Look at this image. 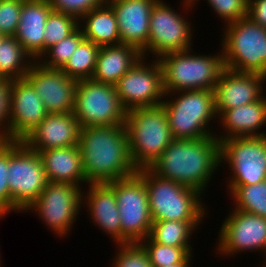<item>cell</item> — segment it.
I'll return each mask as SVG.
<instances>
[{
    "instance_id": "1",
    "label": "cell",
    "mask_w": 266,
    "mask_h": 267,
    "mask_svg": "<svg viewBox=\"0 0 266 267\" xmlns=\"http://www.w3.org/2000/svg\"><path fill=\"white\" fill-rule=\"evenodd\" d=\"M78 147L89 184L108 183L137 173L124 124L81 128Z\"/></svg>"
},
{
    "instance_id": "2",
    "label": "cell",
    "mask_w": 266,
    "mask_h": 267,
    "mask_svg": "<svg viewBox=\"0 0 266 267\" xmlns=\"http://www.w3.org/2000/svg\"><path fill=\"white\" fill-rule=\"evenodd\" d=\"M220 141L216 136L200 139H174L150 170L161 178L194 188L207 189L221 166Z\"/></svg>"
},
{
    "instance_id": "3",
    "label": "cell",
    "mask_w": 266,
    "mask_h": 267,
    "mask_svg": "<svg viewBox=\"0 0 266 267\" xmlns=\"http://www.w3.org/2000/svg\"><path fill=\"white\" fill-rule=\"evenodd\" d=\"M124 126L137 171L150 169L174 140L162 105L127 111Z\"/></svg>"
},
{
    "instance_id": "4",
    "label": "cell",
    "mask_w": 266,
    "mask_h": 267,
    "mask_svg": "<svg viewBox=\"0 0 266 267\" xmlns=\"http://www.w3.org/2000/svg\"><path fill=\"white\" fill-rule=\"evenodd\" d=\"M137 173L147 189L152 221H204L207 208L198 190L161 178L150 169Z\"/></svg>"
},
{
    "instance_id": "5",
    "label": "cell",
    "mask_w": 266,
    "mask_h": 267,
    "mask_svg": "<svg viewBox=\"0 0 266 267\" xmlns=\"http://www.w3.org/2000/svg\"><path fill=\"white\" fill-rule=\"evenodd\" d=\"M161 105L166 110L173 139H200L215 136L216 132L213 133L209 125L214 118L218 117L214 90L165 93V100Z\"/></svg>"
},
{
    "instance_id": "6",
    "label": "cell",
    "mask_w": 266,
    "mask_h": 267,
    "mask_svg": "<svg viewBox=\"0 0 266 267\" xmlns=\"http://www.w3.org/2000/svg\"><path fill=\"white\" fill-rule=\"evenodd\" d=\"M191 50L167 53L158 59L165 93L215 90L224 69L222 51L216 55H196Z\"/></svg>"
},
{
    "instance_id": "7",
    "label": "cell",
    "mask_w": 266,
    "mask_h": 267,
    "mask_svg": "<svg viewBox=\"0 0 266 267\" xmlns=\"http://www.w3.org/2000/svg\"><path fill=\"white\" fill-rule=\"evenodd\" d=\"M224 27L219 49L224 68L266 76V27L247 16Z\"/></svg>"
},
{
    "instance_id": "8",
    "label": "cell",
    "mask_w": 266,
    "mask_h": 267,
    "mask_svg": "<svg viewBox=\"0 0 266 267\" xmlns=\"http://www.w3.org/2000/svg\"><path fill=\"white\" fill-rule=\"evenodd\" d=\"M8 174L11 212L26 211L48 183L39 152L23 141H9Z\"/></svg>"
},
{
    "instance_id": "9",
    "label": "cell",
    "mask_w": 266,
    "mask_h": 267,
    "mask_svg": "<svg viewBox=\"0 0 266 267\" xmlns=\"http://www.w3.org/2000/svg\"><path fill=\"white\" fill-rule=\"evenodd\" d=\"M107 184L113 189L119 207L121 244L140 243L149 236L153 224L142 177L135 173Z\"/></svg>"
},
{
    "instance_id": "10",
    "label": "cell",
    "mask_w": 266,
    "mask_h": 267,
    "mask_svg": "<svg viewBox=\"0 0 266 267\" xmlns=\"http://www.w3.org/2000/svg\"><path fill=\"white\" fill-rule=\"evenodd\" d=\"M73 115L81 128L120 125L125 123L127 110L114 85L90 78L77 81Z\"/></svg>"
},
{
    "instance_id": "11",
    "label": "cell",
    "mask_w": 266,
    "mask_h": 267,
    "mask_svg": "<svg viewBox=\"0 0 266 267\" xmlns=\"http://www.w3.org/2000/svg\"><path fill=\"white\" fill-rule=\"evenodd\" d=\"M221 165L231 169L227 189L231 194L238 186L253 185L266 180V135L234 137L220 141Z\"/></svg>"
},
{
    "instance_id": "12",
    "label": "cell",
    "mask_w": 266,
    "mask_h": 267,
    "mask_svg": "<svg viewBox=\"0 0 266 267\" xmlns=\"http://www.w3.org/2000/svg\"><path fill=\"white\" fill-rule=\"evenodd\" d=\"M69 183L48 181L40 196L26 209L35 211L54 234L66 236L82 207V189Z\"/></svg>"
},
{
    "instance_id": "13",
    "label": "cell",
    "mask_w": 266,
    "mask_h": 267,
    "mask_svg": "<svg viewBox=\"0 0 266 267\" xmlns=\"http://www.w3.org/2000/svg\"><path fill=\"white\" fill-rule=\"evenodd\" d=\"M163 1L158 0L150 13L148 48L142 53L145 58L150 53L159 59L167 53L192 49V23Z\"/></svg>"
},
{
    "instance_id": "14",
    "label": "cell",
    "mask_w": 266,
    "mask_h": 267,
    "mask_svg": "<svg viewBox=\"0 0 266 267\" xmlns=\"http://www.w3.org/2000/svg\"><path fill=\"white\" fill-rule=\"evenodd\" d=\"M142 56L116 83L115 88L123 107H156L165 98L162 67L158 59L146 63Z\"/></svg>"
},
{
    "instance_id": "15",
    "label": "cell",
    "mask_w": 266,
    "mask_h": 267,
    "mask_svg": "<svg viewBox=\"0 0 266 267\" xmlns=\"http://www.w3.org/2000/svg\"><path fill=\"white\" fill-rule=\"evenodd\" d=\"M219 231L218 242H216L218 255L229 257L243 251L258 250L261 253L264 251V261L266 260L265 217L232 209Z\"/></svg>"
},
{
    "instance_id": "16",
    "label": "cell",
    "mask_w": 266,
    "mask_h": 267,
    "mask_svg": "<svg viewBox=\"0 0 266 267\" xmlns=\"http://www.w3.org/2000/svg\"><path fill=\"white\" fill-rule=\"evenodd\" d=\"M48 114L43 101L26 78L12 81L9 141H23Z\"/></svg>"
},
{
    "instance_id": "17",
    "label": "cell",
    "mask_w": 266,
    "mask_h": 267,
    "mask_svg": "<svg viewBox=\"0 0 266 267\" xmlns=\"http://www.w3.org/2000/svg\"><path fill=\"white\" fill-rule=\"evenodd\" d=\"M25 78L35 88L48 113L73 112L77 81L61 69H48L35 61Z\"/></svg>"
},
{
    "instance_id": "18",
    "label": "cell",
    "mask_w": 266,
    "mask_h": 267,
    "mask_svg": "<svg viewBox=\"0 0 266 267\" xmlns=\"http://www.w3.org/2000/svg\"><path fill=\"white\" fill-rule=\"evenodd\" d=\"M264 81L266 76L258 73L224 68L214 90L218 118L226 110L259 100L264 95Z\"/></svg>"
},
{
    "instance_id": "19",
    "label": "cell",
    "mask_w": 266,
    "mask_h": 267,
    "mask_svg": "<svg viewBox=\"0 0 266 267\" xmlns=\"http://www.w3.org/2000/svg\"><path fill=\"white\" fill-rule=\"evenodd\" d=\"M158 0H106L118 23L121 43L143 53L148 48L150 13Z\"/></svg>"
},
{
    "instance_id": "20",
    "label": "cell",
    "mask_w": 266,
    "mask_h": 267,
    "mask_svg": "<svg viewBox=\"0 0 266 267\" xmlns=\"http://www.w3.org/2000/svg\"><path fill=\"white\" fill-rule=\"evenodd\" d=\"M81 125L68 113H49L23 142L37 152L52 148L76 146L79 142Z\"/></svg>"
},
{
    "instance_id": "21",
    "label": "cell",
    "mask_w": 266,
    "mask_h": 267,
    "mask_svg": "<svg viewBox=\"0 0 266 267\" xmlns=\"http://www.w3.org/2000/svg\"><path fill=\"white\" fill-rule=\"evenodd\" d=\"M88 186L87 192L82 191L83 208L86 204L92 223L99 225V229L109 234L117 245L121 244L119 207L113 189L107 183H90Z\"/></svg>"
},
{
    "instance_id": "22",
    "label": "cell",
    "mask_w": 266,
    "mask_h": 267,
    "mask_svg": "<svg viewBox=\"0 0 266 267\" xmlns=\"http://www.w3.org/2000/svg\"><path fill=\"white\" fill-rule=\"evenodd\" d=\"M52 8L47 0L23 2L15 38L38 61L44 54V29Z\"/></svg>"
},
{
    "instance_id": "23",
    "label": "cell",
    "mask_w": 266,
    "mask_h": 267,
    "mask_svg": "<svg viewBox=\"0 0 266 267\" xmlns=\"http://www.w3.org/2000/svg\"><path fill=\"white\" fill-rule=\"evenodd\" d=\"M225 135H215L219 141L234 137L265 136L262 126H266V96L252 103L226 110L220 117ZM261 129V132H260Z\"/></svg>"
},
{
    "instance_id": "24",
    "label": "cell",
    "mask_w": 266,
    "mask_h": 267,
    "mask_svg": "<svg viewBox=\"0 0 266 267\" xmlns=\"http://www.w3.org/2000/svg\"><path fill=\"white\" fill-rule=\"evenodd\" d=\"M48 181L69 183L75 186L89 184L82 165V155L78 145L52 148L39 152Z\"/></svg>"
},
{
    "instance_id": "25",
    "label": "cell",
    "mask_w": 266,
    "mask_h": 267,
    "mask_svg": "<svg viewBox=\"0 0 266 267\" xmlns=\"http://www.w3.org/2000/svg\"><path fill=\"white\" fill-rule=\"evenodd\" d=\"M141 57L142 53L137 48L123 43L101 46L92 79L115 86Z\"/></svg>"
},
{
    "instance_id": "26",
    "label": "cell",
    "mask_w": 266,
    "mask_h": 267,
    "mask_svg": "<svg viewBox=\"0 0 266 267\" xmlns=\"http://www.w3.org/2000/svg\"><path fill=\"white\" fill-rule=\"evenodd\" d=\"M79 23H83L79 27L83 31L84 38L100 47L121 43L116 16L106 2L86 13Z\"/></svg>"
},
{
    "instance_id": "27",
    "label": "cell",
    "mask_w": 266,
    "mask_h": 267,
    "mask_svg": "<svg viewBox=\"0 0 266 267\" xmlns=\"http://www.w3.org/2000/svg\"><path fill=\"white\" fill-rule=\"evenodd\" d=\"M35 61L25 51L15 36H5L0 43V78L17 80L25 78Z\"/></svg>"
},
{
    "instance_id": "28",
    "label": "cell",
    "mask_w": 266,
    "mask_h": 267,
    "mask_svg": "<svg viewBox=\"0 0 266 267\" xmlns=\"http://www.w3.org/2000/svg\"><path fill=\"white\" fill-rule=\"evenodd\" d=\"M203 221H153L149 238L154 243L173 247H192L191 235Z\"/></svg>"
},
{
    "instance_id": "29",
    "label": "cell",
    "mask_w": 266,
    "mask_h": 267,
    "mask_svg": "<svg viewBox=\"0 0 266 267\" xmlns=\"http://www.w3.org/2000/svg\"><path fill=\"white\" fill-rule=\"evenodd\" d=\"M100 46L83 39L61 70L76 81L93 77Z\"/></svg>"
},
{
    "instance_id": "30",
    "label": "cell",
    "mask_w": 266,
    "mask_h": 267,
    "mask_svg": "<svg viewBox=\"0 0 266 267\" xmlns=\"http://www.w3.org/2000/svg\"><path fill=\"white\" fill-rule=\"evenodd\" d=\"M230 195L233 209L266 218V180L253 185L238 186Z\"/></svg>"
},
{
    "instance_id": "31",
    "label": "cell",
    "mask_w": 266,
    "mask_h": 267,
    "mask_svg": "<svg viewBox=\"0 0 266 267\" xmlns=\"http://www.w3.org/2000/svg\"><path fill=\"white\" fill-rule=\"evenodd\" d=\"M140 244L148 253L153 267H164L170 264L184 263L192 256V247H173L154 243L149 237L142 240Z\"/></svg>"
},
{
    "instance_id": "32",
    "label": "cell",
    "mask_w": 266,
    "mask_h": 267,
    "mask_svg": "<svg viewBox=\"0 0 266 267\" xmlns=\"http://www.w3.org/2000/svg\"><path fill=\"white\" fill-rule=\"evenodd\" d=\"M83 39V31L78 27L68 37L50 47L37 62L48 69H61Z\"/></svg>"
},
{
    "instance_id": "33",
    "label": "cell",
    "mask_w": 266,
    "mask_h": 267,
    "mask_svg": "<svg viewBox=\"0 0 266 267\" xmlns=\"http://www.w3.org/2000/svg\"><path fill=\"white\" fill-rule=\"evenodd\" d=\"M80 23L73 16L52 10L44 29V53L73 33Z\"/></svg>"
},
{
    "instance_id": "34",
    "label": "cell",
    "mask_w": 266,
    "mask_h": 267,
    "mask_svg": "<svg viewBox=\"0 0 266 267\" xmlns=\"http://www.w3.org/2000/svg\"><path fill=\"white\" fill-rule=\"evenodd\" d=\"M198 1L183 0V9L193 8L192 5L195 6ZM207 2L219 19L222 18L224 20L225 25L247 16L248 0H207Z\"/></svg>"
},
{
    "instance_id": "35",
    "label": "cell",
    "mask_w": 266,
    "mask_h": 267,
    "mask_svg": "<svg viewBox=\"0 0 266 267\" xmlns=\"http://www.w3.org/2000/svg\"><path fill=\"white\" fill-rule=\"evenodd\" d=\"M112 267H153L148 253L140 243L118 244Z\"/></svg>"
},
{
    "instance_id": "36",
    "label": "cell",
    "mask_w": 266,
    "mask_h": 267,
    "mask_svg": "<svg viewBox=\"0 0 266 267\" xmlns=\"http://www.w3.org/2000/svg\"><path fill=\"white\" fill-rule=\"evenodd\" d=\"M8 166L9 140L0 139V218L11 212V194L7 180Z\"/></svg>"
},
{
    "instance_id": "37",
    "label": "cell",
    "mask_w": 266,
    "mask_h": 267,
    "mask_svg": "<svg viewBox=\"0 0 266 267\" xmlns=\"http://www.w3.org/2000/svg\"><path fill=\"white\" fill-rule=\"evenodd\" d=\"M52 10L73 16L78 21L91 10L103 5L106 0H47Z\"/></svg>"
},
{
    "instance_id": "38",
    "label": "cell",
    "mask_w": 266,
    "mask_h": 267,
    "mask_svg": "<svg viewBox=\"0 0 266 267\" xmlns=\"http://www.w3.org/2000/svg\"><path fill=\"white\" fill-rule=\"evenodd\" d=\"M23 2L17 0H0V33L15 36Z\"/></svg>"
},
{
    "instance_id": "39",
    "label": "cell",
    "mask_w": 266,
    "mask_h": 267,
    "mask_svg": "<svg viewBox=\"0 0 266 267\" xmlns=\"http://www.w3.org/2000/svg\"><path fill=\"white\" fill-rule=\"evenodd\" d=\"M12 81H0V139L9 140L10 94Z\"/></svg>"
},
{
    "instance_id": "40",
    "label": "cell",
    "mask_w": 266,
    "mask_h": 267,
    "mask_svg": "<svg viewBox=\"0 0 266 267\" xmlns=\"http://www.w3.org/2000/svg\"><path fill=\"white\" fill-rule=\"evenodd\" d=\"M247 17L266 27V0H248Z\"/></svg>"
},
{
    "instance_id": "41",
    "label": "cell",
    "mask_w": 266,
    "mask_h": 267,
    "mask_svg": "<svg viewBox=\"0 0 266 267\" xmlns=\"http://www.w3.org/2000/svg\"><path fill=\"white\" fill-rule=\"evenodd\" d=\"M191 258L192 256H190L184 263L173 264V265L170 264L169 266H164V267H190V263L193 261Z\"/></svg>"
},
{
    "instance_id": "42",
    "label": "cell",
    "mask_w": 266,
    "mask_h": 267,
    "mask_svg": "<svg viewBox=\"0 0 266 267\" xmlns=\"http://www.w3.org/2000/svg\"><path fill=\"white\" fill-rule=\"evenodd\" d=\"M4 37H5V35L0 33V43L3 40Z\"/></svg>"
},
{
    "instance_id": "43",
    "label": "cell",
    "mask_w": 266,
    "mask_h": 267,
    "mask_svg": "<svg viewBox=\"0 0 266 267\" xmlns=\"http://www.w3.org/2000/svg\"><path fill=\"white\" fill-rule=\"evenodd\" d=\"M17 1H21V2H29V1H33V0H17Z\"/></svg>"
}]
</instances>
